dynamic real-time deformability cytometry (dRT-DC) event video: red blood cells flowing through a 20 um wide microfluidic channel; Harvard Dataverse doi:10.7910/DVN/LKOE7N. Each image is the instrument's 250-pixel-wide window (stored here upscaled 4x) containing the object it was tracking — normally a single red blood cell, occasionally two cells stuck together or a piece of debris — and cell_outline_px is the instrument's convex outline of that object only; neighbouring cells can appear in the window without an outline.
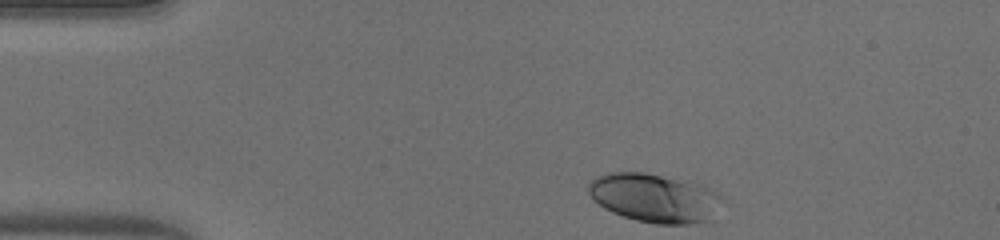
{"species": "human", "species_latin": "Homo sapiens", "temperature_condition": "warm", "stored_images_in_passage": 42, "camera_frame_rate_fps": 3000, "um_per_image_px": 0.085, "donor": {"sex": "male"}, "frame": {"image": 1, "passage_image": 1, "time_ms": 0.0, "image_size_px": [1000, 240], "cell_outline_px": [[720, 200], [712, 220], [688, 224], [656, 224], [636, 220], [612, 212], [604, 208], [592, 200], [588, 192], [588, 184], [596, 176], [612, 172], [644, 172], [660, 176], [704, 188], [720, 196]], "centroid_in_image_um": [55.52, 16.85], "position_along_channel_um": 29.5, "area_um2": 36.99}}
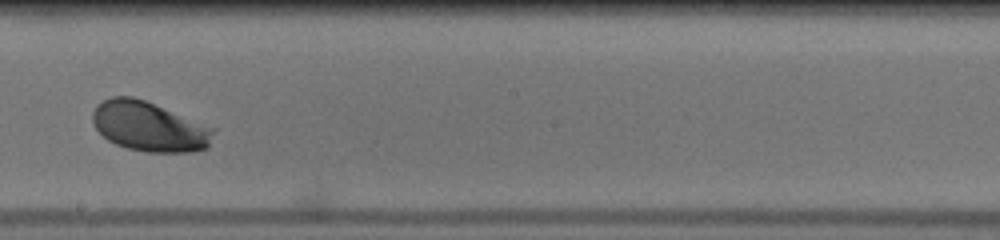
{"frame": {"image": 2, "passage_image": 21, "time_ms": 6.667, "image_size_px": [1000, 240], "cell_outline_px": [[216, 128], [208, 148], [192, 152], [148, 152], [128, 148], [116, 144], [108, 140], [96, 128], [92, 120], [92, 112], [104, 100], [112, 96], [132, 96], [144, 100]], "centroid_in_image_um": [12.71, 10.76], "position_along_channel_um": 235.5, "area_um2": 34.85}}
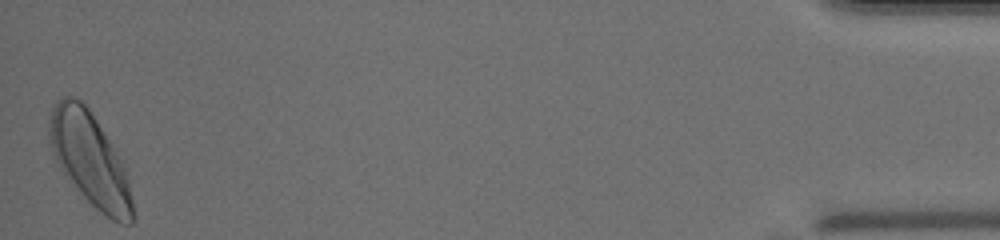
{"frame": {"image": 3, "passage_image": 42, "time_ms": 13.667, "image_size_px": [1000, 240], "cell_outline_px": [[136, 216], [132, 224], [120, 224], [112, 220], [100, 212], [84, 196], [60, 168], [52, 152], [48, 140], [48, 124], [52, 104], [56, 100], [64, 96], [76, 96], [88, 108], [112, 144], [128, 176]], "centroid_in_image_um": [7.65, 13.55], "position_along_channel_um": 427.6, "area_um2": 45.2}, "authors_computed_cell_mechanics": {"area_um2": 35.2002, "velocity_mm_per_s": 4.0411, "shape_relaxation_time_tau1_ms": 1.4568, "shape_relaxation_time_tau2_ms": null, "deformation_change_tau1": 0.1505, "deformation_change_tau2": null}}